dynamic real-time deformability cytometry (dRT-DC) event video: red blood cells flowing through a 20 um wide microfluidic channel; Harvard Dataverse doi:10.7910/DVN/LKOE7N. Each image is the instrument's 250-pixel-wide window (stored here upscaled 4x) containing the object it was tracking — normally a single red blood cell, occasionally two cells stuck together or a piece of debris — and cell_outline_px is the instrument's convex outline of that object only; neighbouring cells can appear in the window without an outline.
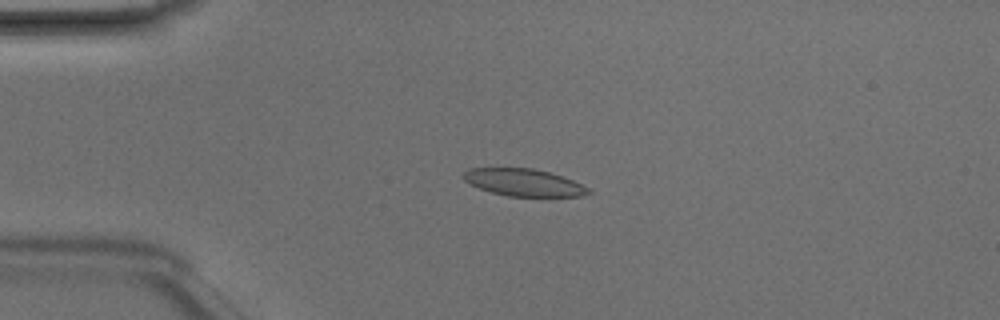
{"species": "Egyptian fruit bat (a non-hibernating species)", "species_latin": "Rousettus aegyptiacus", "temperature_condition": "room temperature", "stored_images_in_passage": 48, "camera_frame_rate_fps": 3000, "um_per_image_px": 0.085, "animal": {"sex": "male"}, "frame": {"image": 1, "passage_image": 11, "time_ms": 3.333, "image_size_px": [1000, 320], "cell_outline_px": [[592, 192], [584, 196], [508, 196], [492, 192], [468, 184], [460, 176], [468, 168], [532, 168], [548, 172], [572, 180], [588, 188]], "centroid_in_image_um": [44.46, 15.51], "position_along_channel_um": 40.5, "area_um2": 19.71}}
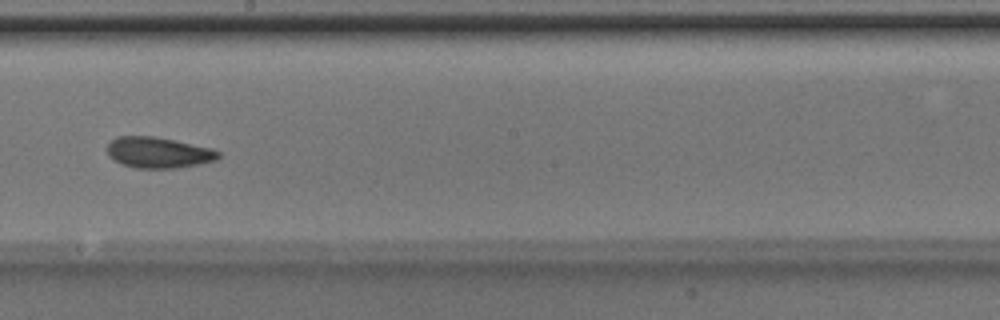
{"frame": {"image": 2, "passage_image": 27, "time_ms": 8.667, "image_size_px": [1000, 320], "cell_outline_px": [[220, 156], [216, 160], [200, 164], [176, 168], [136, 168], [124, 164], [108, 156], [108, 144], [116, 136], [156, 136], [176, 140], [212, 148], [220, 152]], "centroid_in_image_um": [13.5, 12.96], "position_along_channel_um": 234.7, "area_um2": 20.06}}
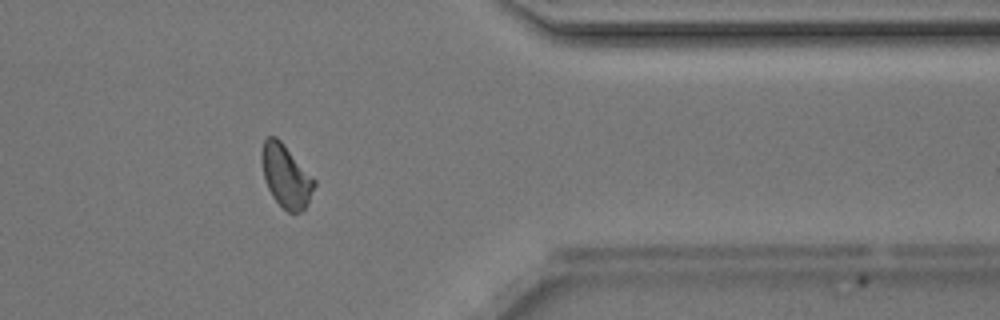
{"frame": {"image": 3, "passage_image": 39, "time_ms": 12.667, "image_size_px": [1000, 320], "cell_outline_px": [[316, 184], [308, 204], [300, 212], [288, 212], [272, 196], [264, 180], [260, 160], [260, 152], [264, 140], [268, 136], [276, 136], [284, 144], [316, 180]], "centroid_in_image_um": [24.29, 14.94], "position_along_channel_um": 387.1, "area_um2": 19.36}, "authors_computed_cell_mechanics": {"area_um2": 20.0277, "velocity_mm_per_s": 4.1926, "shape_relaxation_time_tau1_ms": 7.3007, "shape_relaxation_time_tau2_ms": 2.9798, "deformation_change_tau1": 0.1437, "deformation_change_tau2": 0.0773}}